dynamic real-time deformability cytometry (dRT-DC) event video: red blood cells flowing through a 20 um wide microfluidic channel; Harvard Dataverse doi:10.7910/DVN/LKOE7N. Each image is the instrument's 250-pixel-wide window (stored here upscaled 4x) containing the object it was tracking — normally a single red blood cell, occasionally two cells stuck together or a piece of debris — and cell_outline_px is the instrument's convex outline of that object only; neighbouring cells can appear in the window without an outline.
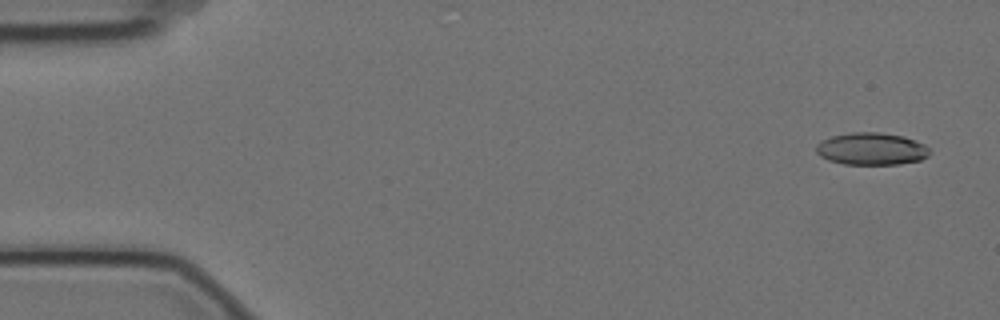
{"species": "Egyptian fruit bat (a non-hibernating species)", "species_latin": "Rousettus aegyptiacus", "temperature_condition": "cold", "stored_images_in_passage": 4, "camera_frame_rate_fps": 3000, "um_per_image_px": 0.085, "animal": {"sex": "female"}, "frame": {"image": 1, "passage_image": 1, "time_ms": 0.0, "image_size_px": [1000, 320], "cell_outline_px": [[928, 156], [920, 160], [900, 164], [844, 164], [828, 160], [820, 156], [816, 152], [816, 144], [820, 140], [832, 136], [852, 132], [880, 132], [904, 136], [924, 144], [928, 148]], "centroid_in_image_um": [74.04, 12.65], "position_along_channel_um": 11.0, "area_um2": 21.39}}
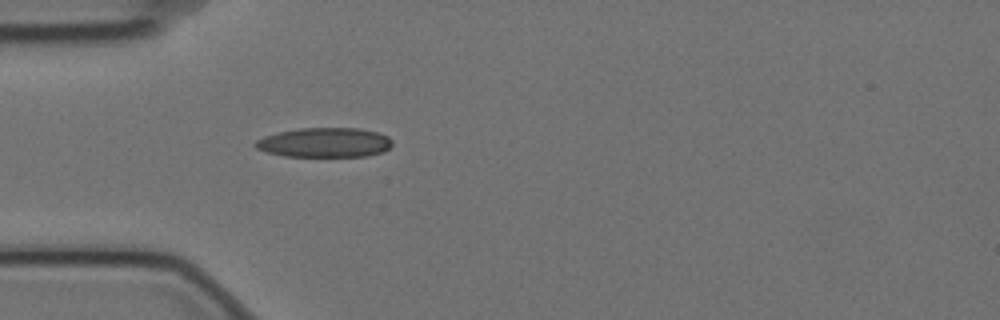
{"frame": {"image": 2, "passage_image": 4, "time_ms": 1.0, "image_size_px": [1000, 320], "cell_outline_px": [[392, 144], [388, 148], [380, 152], [364, 156], [284, 156], [268, 152], [256, 148], [252, 144], [256, 140], [264, 136], [276, 132], [300, 128], [360, 128], [376, 132], [388, 136], [392, 140]], "centroid_in_image_um": [27.55, 12.1], "position_along_channel_um": 57.4, "area_um2": 23.52}}